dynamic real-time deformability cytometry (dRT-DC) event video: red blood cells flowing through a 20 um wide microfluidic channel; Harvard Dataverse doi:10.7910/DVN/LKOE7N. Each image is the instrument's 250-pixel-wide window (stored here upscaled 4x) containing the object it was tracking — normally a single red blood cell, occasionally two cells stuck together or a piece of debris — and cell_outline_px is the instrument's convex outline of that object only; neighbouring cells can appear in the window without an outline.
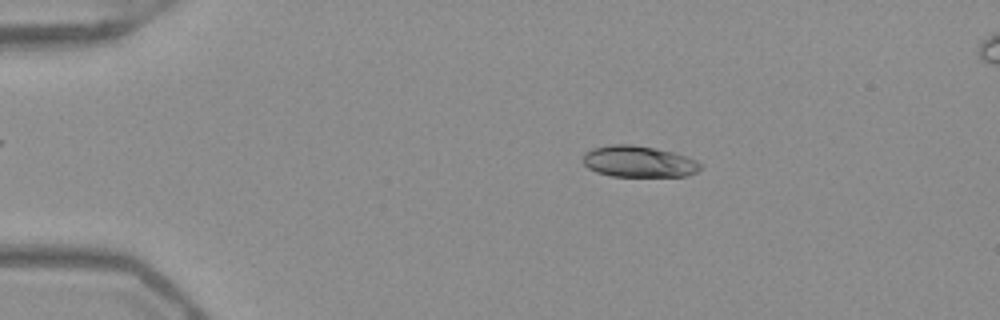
{"species": "Egyptian fruit bat (a non-hibernating species)", "species_latin": "Rousettus aegyptiacus", "temperature_condition": "warm", "stored_images_in_passage": 52, "camera_frame_rate_fps": 3000, "um_per_image_px": 0.085, "frame": {"image": 1, "passage_image": 10, "time_ms": 3.0, "image_size_px": [1000, 320], "cell_outline_px": [[704, 164], [696, 172], [684, 176], [612, 176], [596, 172], [588, 168], [584, 164], [584, 152], [592, 148], [608, 144], [632, 144], [656, 148], [672, 152], [696, 160]], "centroid_in_image_um": [54.27, 13.72], "position_along_channel_um": 30.7, "area_um2": 21.5}}
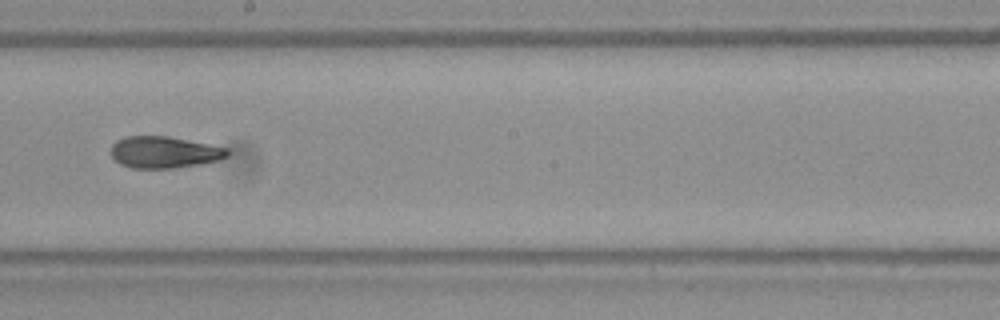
{"frame": {"image": 2, "passage_image": 30, "time_ms": 9.667, "image_size_px": [1000, 320], "cell_outline_px": [[228, 156], [220, 160], [204, 164], [176, 168], [132, 168], [120, 164], [112, 156], [112, 144], [116, 140], [124, 136], [168, 136], [228, 148]], "centroid_in_image_um": [13.97, 12.94], "position_along_channel_um": 234.2, "area_um2": 21.62}}
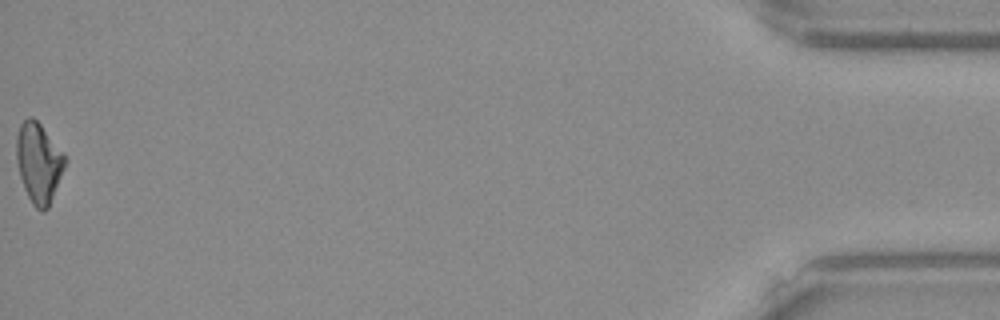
{"frame": {"image": 3, "passage_image": 52, "time_ms": 17.0, "image_size_px": [1000, 320], "cell_outline_px": [[68, 160], [48, 208], [44, 212], [40, 212], [32, 204], [24, 188], [20, 176], [16, 160], [16, 136], [20, 124], [28, 116], [32, 116], [40, 124], [64, 152]], "centroid_in_image_um": [3.3, 13.83], "position_along_channel_um": 431.9, "area_um2": 22.83}, "authors_computed_cell_mechanics": {"area_um2": 22.0507, "velocity_mm_per_s": 3.9717, "shape_relaxation_time_tau1_ms": 11.0915, "shape_relaxation_time_tau2_ms": 3.1756, "deformation_change_tau1": 0.246, "deformation_change_tau2": 0.0739}}